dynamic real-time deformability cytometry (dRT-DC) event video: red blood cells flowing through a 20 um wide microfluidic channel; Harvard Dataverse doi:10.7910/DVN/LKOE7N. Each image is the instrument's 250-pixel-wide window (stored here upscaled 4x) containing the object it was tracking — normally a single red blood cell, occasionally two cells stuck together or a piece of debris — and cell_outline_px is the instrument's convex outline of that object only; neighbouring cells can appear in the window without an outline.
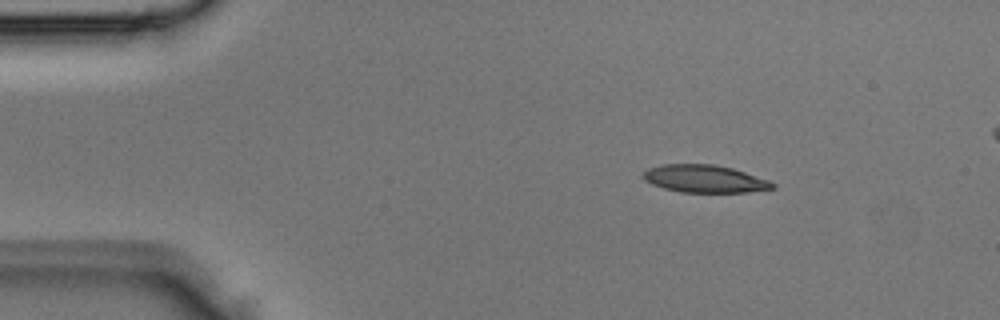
{"species": "Egyptian fruit bat (a non-hibernating species)", "species_latin": "Rousettus aegyptiacus", "temperature_condition": "room temperature", "stored_images_in_passage": 3, "camera_frame_rate_fps": 3000, "um_per_image_px": 0.085, "animal": {"sex": "male"}, "frame": {"image": 1, "passage_image": 1, "time_ms": 0.0, "image_size_px": [1000, 320], "cell_outline_px": [[776, 188], [748, 192], [680, 192], [664, 188], [652, 184], [644, 180], [644, 172], [648, 168], [664, 164], [712, 164], [732, 168], [768, 180], [776, 184]], "centroid_in_image_um": [59.9, 15.2], "position_along_channel_um": 25.1, "area_um2": 20.63}}